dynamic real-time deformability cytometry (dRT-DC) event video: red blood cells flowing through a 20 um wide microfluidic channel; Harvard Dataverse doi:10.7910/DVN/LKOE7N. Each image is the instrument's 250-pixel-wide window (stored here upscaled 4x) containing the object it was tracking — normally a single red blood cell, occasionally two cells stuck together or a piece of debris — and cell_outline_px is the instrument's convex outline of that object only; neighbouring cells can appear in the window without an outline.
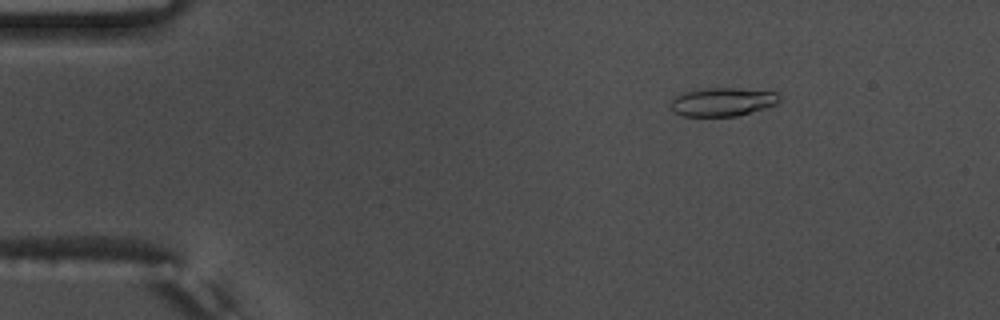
{"species": "common noctule bat (a hibernating species)", "species_latin": "Nyctalus noctula", "temperature_condition": "warm", "stored_images_in_passage": 50, "camera_frame_rate_fps": 3000, "um_per_image_px": 0.085, "animal": {"sex": "male", "body_mass_g": 17.5, "forearm_length_mm": 52.3}, "frame": {"image": 1, "passage_image": 4, "time_ms": 1.0, "image_size_px": [1000, 320], "cell_outline_px": [[780, 100], [776, 104], [764, 108], [736, 116], [684, 116], [672, 112], [672, 100], [676, 96], [684, 92], [708, 88], [736, 88], [776, 92], [780, 96]], "centroid_in_image_um": [61.42, 8.66], "position_along_channel_um": 23.6, "area_um2": 17.86}}
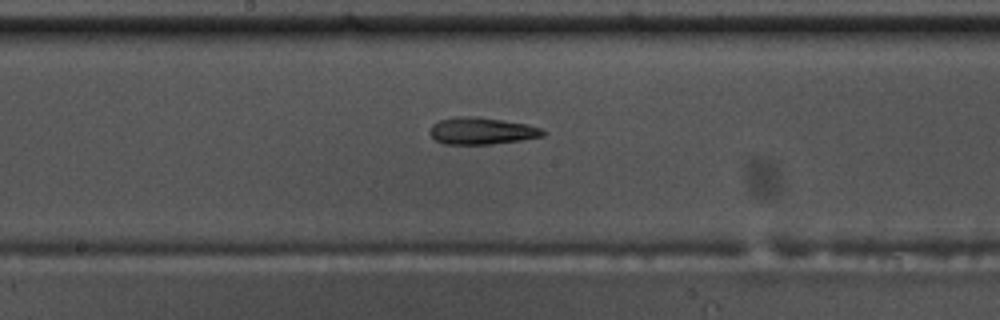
{"frame": {"image": 2, "passage_image": 25, "time_ms": 8.0, "image_size_px": [1000, 320], "cell_outline_px": [[544, 136], [520, 140], [492, 144], [444, 144], [436, 140], [428, 132], [432, 124], [440, 120], [456, 116], [480, 116], [528, 124], [544, 128]], "centroid_in_image_um": [40.95, 11.11], "position_along_channel_um": 207.3, "area_um2": 17.98}}
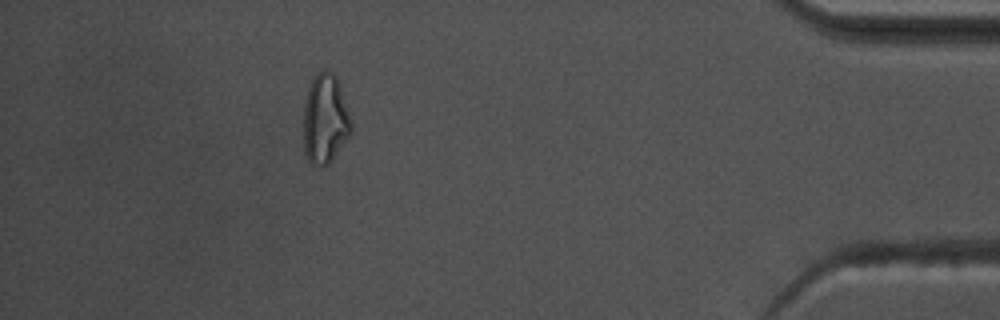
{"frame": {"image": 3, "passage_image": 45, "time_ms": 14.667, "image_size_px": [1000, 320], "cell_outline_px": [[352, 132], [328, 164], [316, 168], [308, 160], [304, 152], [304, 104], [308, 88], [312, 76], [316, 72], [324, 68], [332, 72], [336, 76], [340, 84], [352, 124]], "centroid_in_image_um": [27.62, 10.09], "position_along_channel_um": 407.6, "area_um2": 25.2}, "authors_computed_cell_mechanics": {"area_um2": 18.1492, "velocity_mm_per_s": 3.7688, "shape_relaxation_time_tau1_ms": null, "shape_relaxation_time_tau2_ms": 2.1706, "deformation_change_tau1": null, "deformation_change_tau2": 0.1082}}